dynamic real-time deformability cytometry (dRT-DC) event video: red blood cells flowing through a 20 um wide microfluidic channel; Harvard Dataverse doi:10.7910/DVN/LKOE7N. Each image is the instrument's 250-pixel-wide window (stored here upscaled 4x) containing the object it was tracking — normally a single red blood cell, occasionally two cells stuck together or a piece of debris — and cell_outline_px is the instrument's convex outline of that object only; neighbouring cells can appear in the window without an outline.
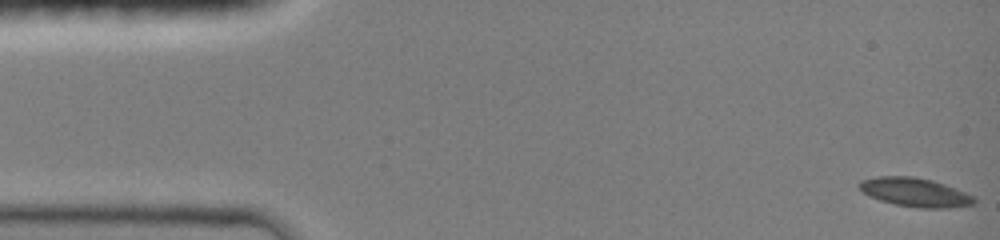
{"species": "common noctule bat (a hibernating species)", "species_latin": "Nyctalus noctula", "temperature_condition": "room temperature", "stored_images_in_passage": 62, "camera_frame_rate_fps": 3000, "um_per_image_px": 0.085, "animal": {"sex": "female", "body_mass_g": 19.0, "forearm_length_mm": 51.5}, "frame": {"image": 1, "passage_image": 1, "time_ms": 0.0, "image_size_px": [1000, 240], "cell_outline_px": [[976, 200], [972, 204], [948, 208], [920, 208], [896, 204], [880, 200], [864, 192], [860, 188], [860, 184], [864, 180], [880, 176], [912, 176], [932, 180], [964, 192], [972, 196]], "centroid_in_image_um": [77.8, 16.35], "position_along_channel_um": 7.2, "area_um2": 18.67}}
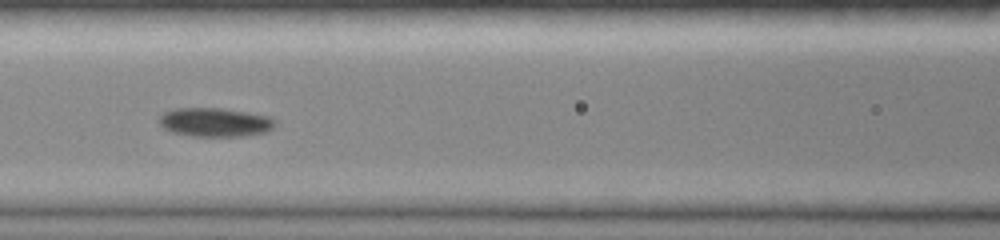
{"frame": {"image": 2, "passage_image": 25, "time_ms": 6.333, "image_size_px": [1000, 240], "cell_outline_px": [[272, 128], [264, 132], [244, 136], [192, 136], [172, 132], [164, 128], [160, 124], [160, 116], [164, 112], [176, 108], [220, 108], [268, 116], [272, 120]], "centroid_in_image_um": [18.21, 10.39], "position_along_channel_um": 148.4, "area_um2": 19.07}}
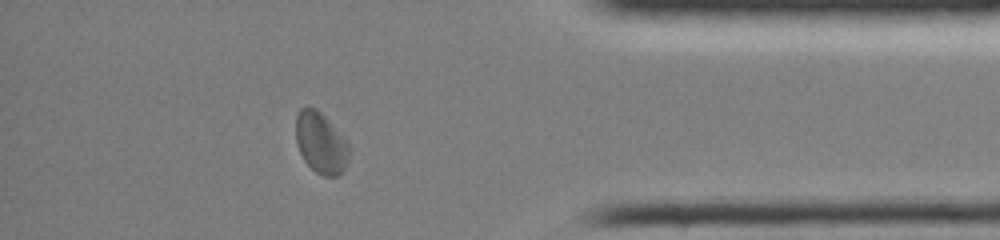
{"frame": {"image": 3, "passage_image": 53, "time_ms": 13.0, "image_size_px": [1000, 240], "cell_outline_px": [[348, 156], [344, 168], [340, 176], [324, 176], [316, 172], [304, 160], [296, 144], [296, 116], [300, 108], [316, 108], [332, 124], [348, 144]], "centroid_in_image_um": [27.24, 12.16], "position_along_channel_um": 408.0, "area_um2": 18.61}}